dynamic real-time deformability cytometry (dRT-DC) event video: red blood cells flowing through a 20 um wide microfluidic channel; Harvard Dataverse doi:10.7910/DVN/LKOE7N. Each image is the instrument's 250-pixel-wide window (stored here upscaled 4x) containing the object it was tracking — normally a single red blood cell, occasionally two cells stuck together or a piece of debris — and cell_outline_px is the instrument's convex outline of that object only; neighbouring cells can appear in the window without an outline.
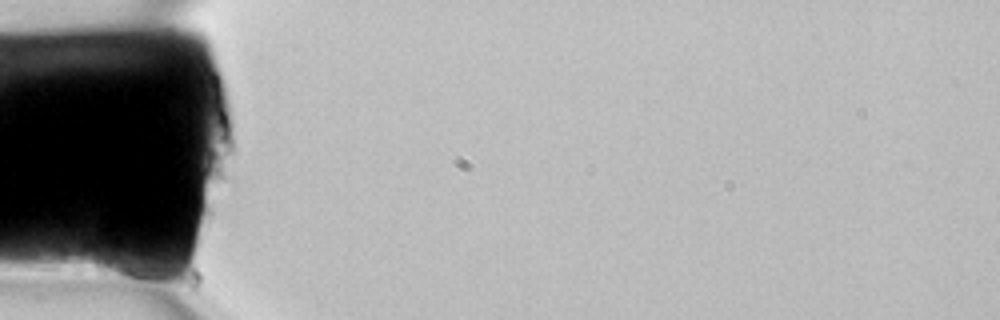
{"species": "common noctule bat (a hibernating species)", "species_latin": "Nyctalus noctula", "temperature_condition": "room temperature", "stored_images_in_passage": 5, "camera_frame_rate_fps": 3000, "um_per_image_px": 0.085, "animal": {"sex": "female", "body_mass_g": 22.7, "forearm_length_mm": 54.2}, "frame": {"image": 1, "passage_image": 1, "time_ms": 0.0, "image_size_px": [1000, 320], "cell_outline_px": [[164, 276], [156, 288], [96, 272], [92, 264], [92, 256], [96, 244], [140, 256]], "centroid_in_image_um": [10.63, 22.65], "position_along_channel_um": 74.4, "area_um2": 12.6}}